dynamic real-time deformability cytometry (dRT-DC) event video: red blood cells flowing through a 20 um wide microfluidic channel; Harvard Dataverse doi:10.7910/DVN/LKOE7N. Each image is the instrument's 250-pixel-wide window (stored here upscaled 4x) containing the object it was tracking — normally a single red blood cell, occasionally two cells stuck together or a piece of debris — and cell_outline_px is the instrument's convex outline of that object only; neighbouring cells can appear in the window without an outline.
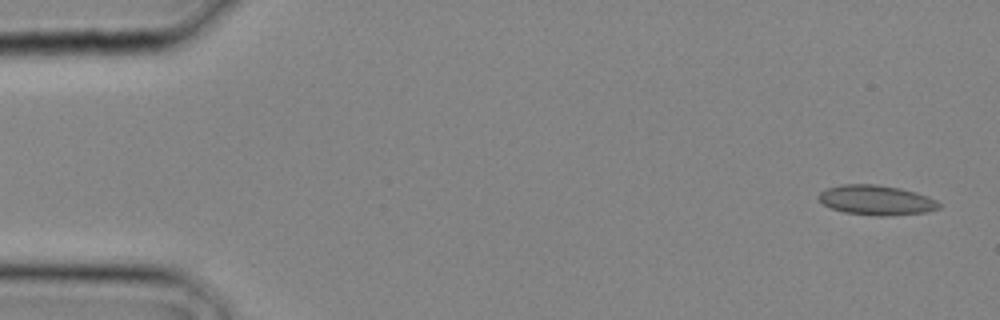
{"species": "common noctule bat (a hibernating species)", "species_latin": "Nyctalus noctula", "temperature_condition": "cold", "stored_images_in_passage": 19, "camera_frame_rate_fps": 3000, "um_per_image_px": 0.085, "animal": {"sex": "male", "body_mass_g": 20.4}, "frame": {"image": 1, "passage_image": 1, "time_ms": 0.0, "image_size_px": [1000, 320], "cell_outline_px": [[940, 208], [924, 212], [884, 216], [876, 216], [844, 212], [832, 208], [824, 204], [816, 196], [820, 192], [828, 188], [840, 184], [876, 184], [900, 188], [916, 192], [928, 196], [936, 200], [940, 204]], "centroid_in_image_um": [74.48, 17.0], "position_along_channel_um": 10.5, "area_um2": 20.87}}
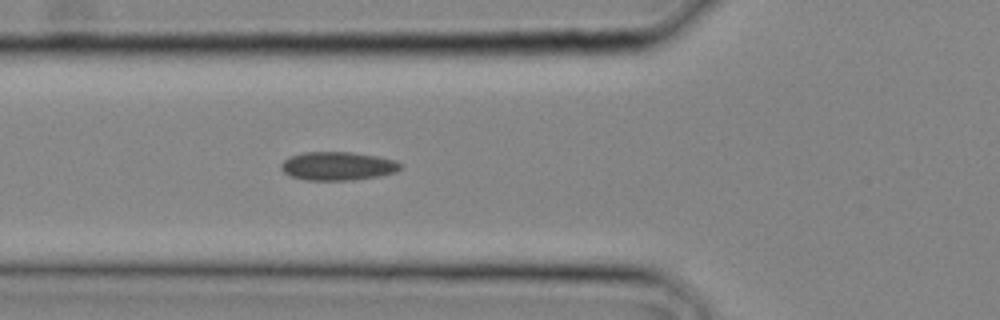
{"frame": {"image": 2, "passage_image": 10, "time_ms": 3.0, "image_size_px": [1000, 320], "cell_outline_px": [[400, 168], [396, 172], [380, 176], [348, 180], [308, 180], [292, 176], [284, 172], [280, 168], [280, 164], [288, 156], [304, 152], [348, 152], [376, 156], [396, 160], [400, 164]], "centroid_in_image_um": [28.68, 14.11], "position_along_channel_um": 97.1, "area_um2": 19.71}}
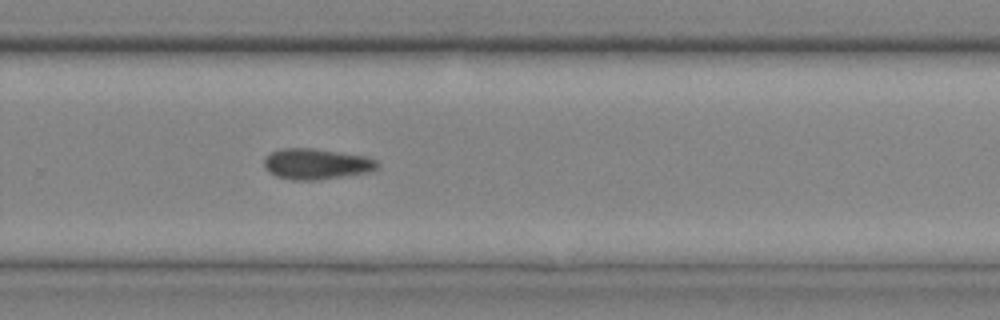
{"frame": {"image": 3, "passage_image": 19, "time_ms": 6.0, "image_size_px": [1000, 320], "cell_outline_px": [[380, 168], [372, 172], [316, 180], [292, 180], [276, 176], [268, 172], [264, 168], [264, 160], [272, 152], [280, 148], [312, 148], [368, 156], [376, 160], [380, 164]], "centroid_in_image_um": [26.94, 13.94], "position_along_channel_um": 302.9, "area_um2": 20.58}}